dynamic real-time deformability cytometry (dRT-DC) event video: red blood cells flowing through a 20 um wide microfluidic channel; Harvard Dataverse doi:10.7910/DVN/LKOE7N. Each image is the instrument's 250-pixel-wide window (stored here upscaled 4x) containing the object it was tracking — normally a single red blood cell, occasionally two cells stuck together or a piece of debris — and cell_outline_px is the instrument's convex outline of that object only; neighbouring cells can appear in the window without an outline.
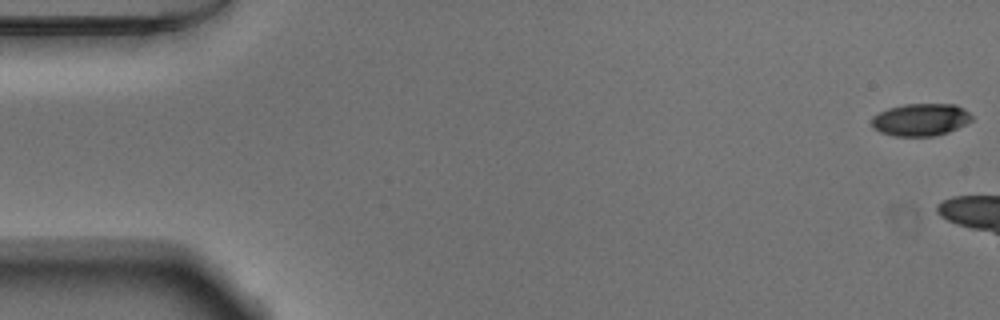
{"species": "Egyptian fruit bat (a non-hibernating species)", "species_latin": "Rousettus aegyptiacus", "temperature_condition": "warm", "stored_images_in_passage": 13, "camera_frame_rate_fps": 3000, "um_per_image_px": 0.085, "animal": {"sex": "male"}, "frame": {"image": 1, "passage_image": 1, "time_ms": 0.0, "image_size_px": [1000, 320], "cell_outline_px": [[972, 120], [948, 132], [936, 136], [892, 136], [880, 132], [872, 128], [872, 116], [888, 108], [904, 104], [956, 104], [964, 108], [972, 116]], "centroid_in_image_um": [78.23, 10.17], "position_along_channel_um": 6.8, "area_um2": 18.96}}